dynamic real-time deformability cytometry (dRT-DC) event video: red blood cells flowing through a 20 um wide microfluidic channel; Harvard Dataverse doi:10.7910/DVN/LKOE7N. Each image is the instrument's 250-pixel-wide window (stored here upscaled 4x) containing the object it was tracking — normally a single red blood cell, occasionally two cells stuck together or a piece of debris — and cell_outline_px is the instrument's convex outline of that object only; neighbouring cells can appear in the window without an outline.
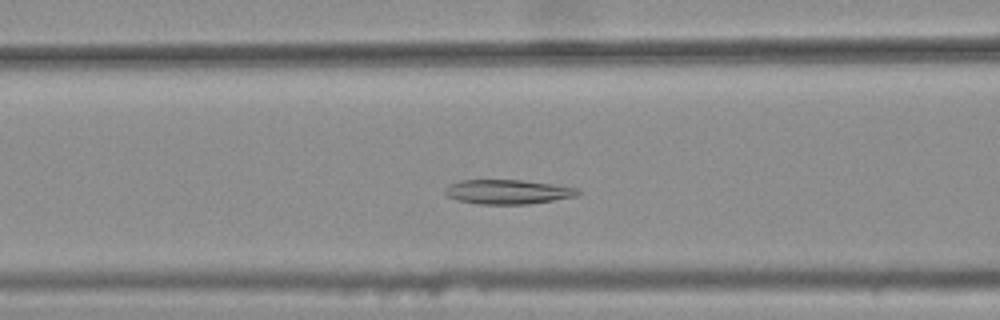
{"species": "common noctule bat (a hibernating species)", "species_latin": "Nyctalus noctula", "temperature_condition": "warm", "stored_images_in_passage": 29, "camera_frame_rate_fps": 3000, "um_per_image_px": 0.085, "animal": {"sex": "female", "body_mass_g": 25.1}, "frame": {"image": 1, "passage_image": 6, "time_ms": 1.667, "image_size_px": [1000, 320], "cell_outline_px": [[580, 192], [576, 196], [528, 204], [480, 204], [456, 200], [448, 196], [444, 192], [444, 188], [460, 180], [520, 180], [552, 184], [576, 188]], "centroid_in_image_um": [43.12, 16.31], "position_along_channel_um": 123.5, "area_um2": 18.67}}
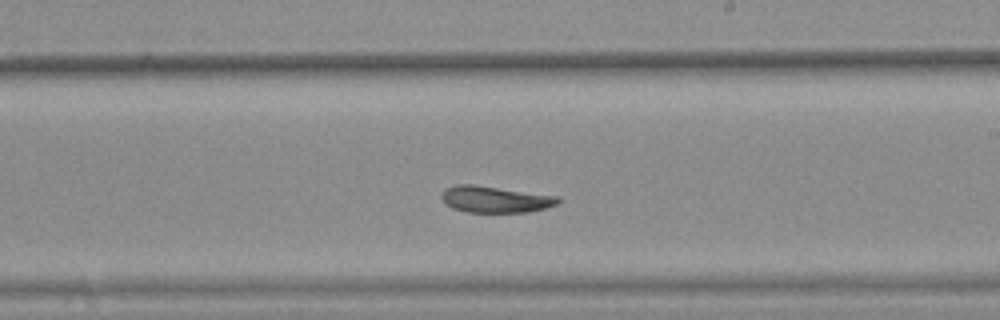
{"frame": {"image": 2, "passage_image": 16, "time_ms": 5.0, "image_size_px": [1000, 320], "cell_outline_px": [[564, 200], [560, 204], [528, 212], [464, 212], [452, 208], [444, 204], [440, 196], [444, 188], [456, 184], [472, 184], [560, 196]], "centroid_in_image_um": [42.1, 16.94], "position_along_channel_um": 246.9, "area_um2": 18.38}}
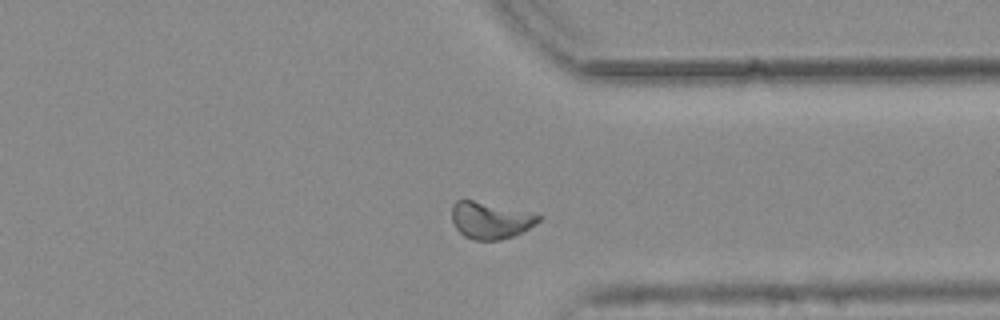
{"frame": {"image": 3, "passage_image": 26, "time_ms": 8.333, "image_size_px": [1000, 320], "cell_outline_px": [[544, 216], [536, 224], [512, 236], [500, 240], [472, 240], [464, 236], [456, 228], [452, 220], [452, 204], [456, 200], [464, 196], [536, 212]], "centroid_in_image_um": [41.69, 18.64], "position_along_channel_um": 369.7, "area_um2": 19.65}, "authors_computed_cell_mechanics": {"area_um2": 18.496, "velocity_mm_per_s": 3.7167, "shape_relaxation_time_tau1_ms": null, "shape_relaxation_time_tau2_ms": 6.3429, "deformation_change_tau1": null, "deformation_change_tau2": 0.0937}}